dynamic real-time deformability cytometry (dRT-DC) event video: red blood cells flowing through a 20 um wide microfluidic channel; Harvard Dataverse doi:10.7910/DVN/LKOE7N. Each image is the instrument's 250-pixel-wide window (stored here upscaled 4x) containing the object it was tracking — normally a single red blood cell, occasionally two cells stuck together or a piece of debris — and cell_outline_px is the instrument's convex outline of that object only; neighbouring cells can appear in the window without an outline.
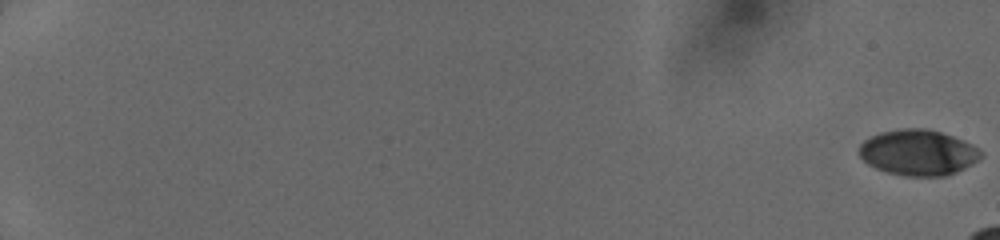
{"species": "human", "species_latin": "Homo sapiens", "temperature_condition": "cold", "stored_images_in_passage": 14, "camera_frame_rate_fps": 3000, "um_per_image_px": 0.085, "donor": {"sex": "female"}, "frame": {"image": 1, "passage_image": 1, "time_ms": 0.0, "image_size_px": [1000, 240], "cell_outline_px": [[984, 156], [980, 160], [956, 172], [944, 176], [904, 176], [888, 172], [876, 168], [868, 164], [860, 156], [860, 144], [864, 140], [880, 132], [900, 128], [928, 128], [952, 136], [972, 144], [984, 152]], "centroid_in_image_um": [78.08, 12.96], "position_along_channel_um": 6.9, "area_um2": 32.54}}
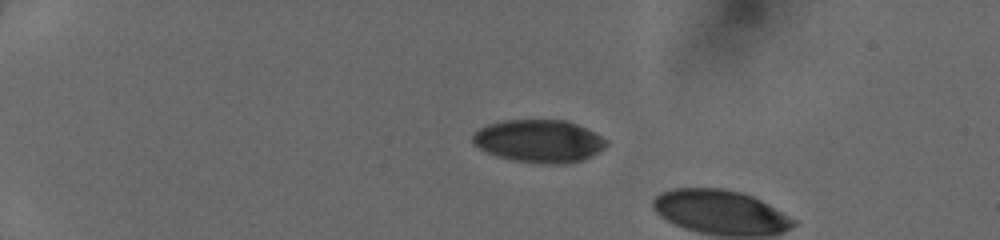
{"frame": {"image": 2, "passage_image": 12, "time_ms": 4.667, "image_size_px": [1000, 240], "cell_outline_px": [[608, 144], [604, 148], [584, 160], [564, 164], [536, 164], [512, 160], [496, 156], [472, 144], [472, 132], [488, 124], [504, 120], [564, 120], [576, 124], [608, 140]], "centroid_in_image_um": [45.78, 12.01], "position_along_channel_um": 39.2, "area_um2": 33.41}}